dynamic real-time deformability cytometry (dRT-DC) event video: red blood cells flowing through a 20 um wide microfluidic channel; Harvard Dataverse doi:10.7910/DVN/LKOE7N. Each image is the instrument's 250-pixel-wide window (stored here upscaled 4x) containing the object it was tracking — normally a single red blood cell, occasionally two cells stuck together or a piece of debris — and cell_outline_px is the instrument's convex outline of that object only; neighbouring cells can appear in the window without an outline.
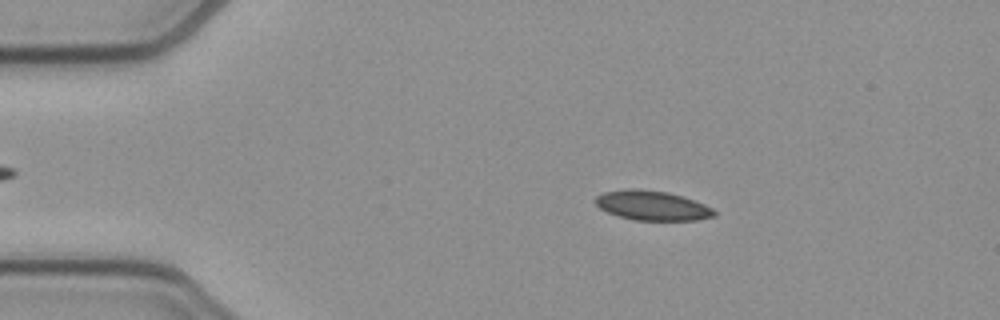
{"species": "common noctule bat (a hibernating species)", "species_latin": "Nyctalus noctula", "temperature_condition": "cold", "stored_images_in_passage": 52, "camera_frame_rate_fps": 3000, "um_per_image_px": 0.085, "animal": {"sex": "female", "body_mass_g": 21.9}, "frame": {"image": 1, "passage_image": 9, "time_ms": 2.667, "image_size_px": [1000, 320], "cell_outline_px": [[716, 216], [700, 220], [636, 220], [620, 216], [608, 212], [600, 208], [592, 200], [596, 196], [604, 192], [628, 188], [636, 188], [668, 192], [704, 204], [712, 208], [716, 212]], "centroid_in_image_um": [55.42, 17.46], "position_along_channel_um": 29.6, "area_um2": 20.46}}
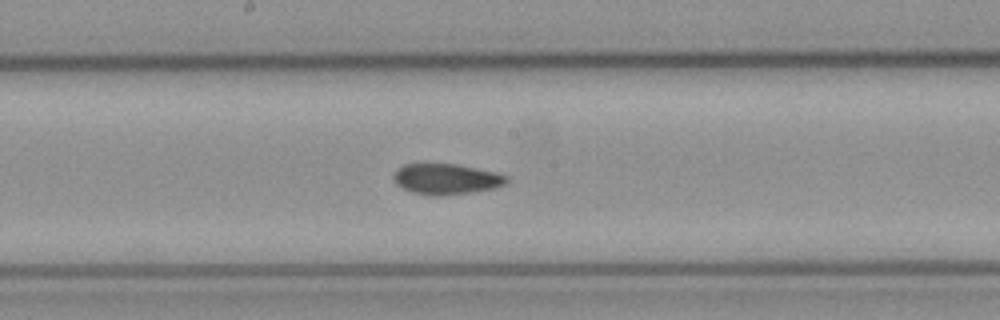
{"frame": {"image": 2, "passage_image": 27, "time_ms": 8.667, "image_size_px": [1000, 320], "cell_outline_px": [[508, 180], [504, 184], [496, 188], [472, 192], [444, 196], [432, 196], [412, 192], [396, 184], [392, 176], [396, 168], [404, 164], [416, 160], [456, 164], [496, 172], [508, 176]], "centroid_in_image_um": [37.86, 15.17], "position_along_channel_um": 210.3, "area_um2": 21.1}}
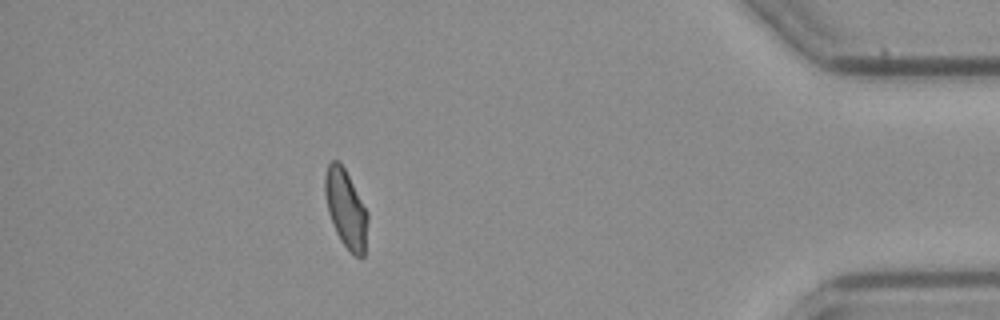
{"frame": {"image": 3, "passage_image": 46, "time_ms": 15.0, "image_size_px": [1000, 320], "cell_outline_px": [[368, 220], [364, 256], [356, 256], [340, 240], [336, 232], [328, 212], [324, 192], [324, 176], [328, 164], [332, 160], [336, 160], [344, 168], [368, 212]], "centroid_in_image_um": [29.39, 17.73], "position_along_channel_um": 405.8, "area_um2": 19.19}, "authors_computed_cell_mechanics": {"area_um2": 20.23, "velocity_mm_per_s": 3.899, "shape_relaxation_time_tau1_ms": 8.0566, "shape_relaxation_time_tau2_ms": 1.8712, "deformation_change_tau1": 0.1395, "deformation_change_tau2": 0.0604}}